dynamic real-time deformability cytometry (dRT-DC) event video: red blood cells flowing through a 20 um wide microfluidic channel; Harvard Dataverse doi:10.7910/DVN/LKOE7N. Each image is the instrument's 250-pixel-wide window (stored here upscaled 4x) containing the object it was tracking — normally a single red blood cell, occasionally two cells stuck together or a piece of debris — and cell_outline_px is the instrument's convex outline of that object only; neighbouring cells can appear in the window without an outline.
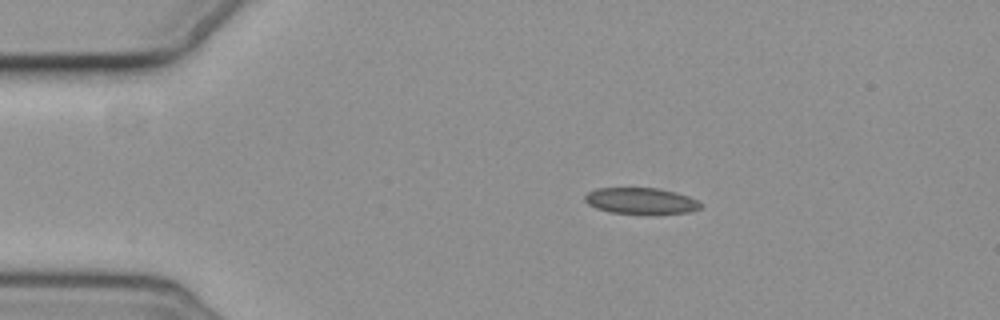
{"species": "common noctule bat (a hibernating species)", "species_latin": "Nyctalus noctula", "temperature_condition": "cold", "stored_images_in_passage": 5, "camera_frame_rate_fps": 3000, "um_per_image_px": 0.085, "animal": {"sex": "female", "body_mass_g": 19.3, "forearm_length_mm": 54.1}, "frame": {"image": 1, "passage_image": 1, "time_ms": 0.0, "image_size_px": [1000, 320], "cell_outline_px": [[700, 208], [688, 212], [612, 212], [596, 208], [588, 204], [584, 200], [584, 196], [588, 192], [596, 188], [660, 188], [676, 192], [688, 196], [696, 200], [700, 204]], "centroid_in_image_um": [54.42, 17.03], "position_along_channel_um": 30.6, "area_um2": 17.05}}
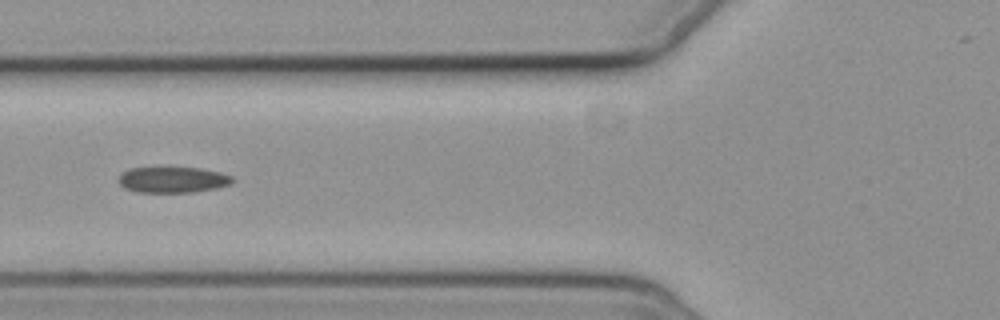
{"frame": {"image": 2, "passage_image": 4, "time_ms": 3.667, "image_size_px": [1000, 320], "cell_outline_px": [[236, 180], [232, 184], [216, 188], [192, 192], [136, 192], [124, 188], [116, 180], [120, 172], [128, 168], [168, 164], [200, 168], [220, 172], [232, 176]], "centroid_in_image_um": [14.62, 15.22], "position_along_channel_um": 111.2, "area_um2": 18.44}}
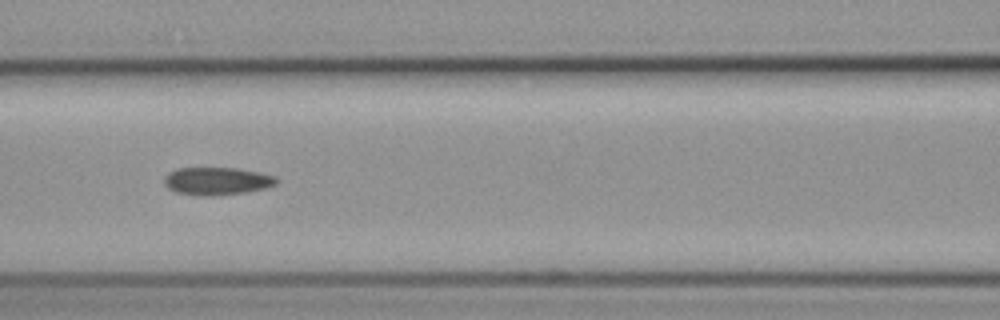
{"frame": {"image": 3, "passage_image": 5, "time_ms": 4.667, "image_size_px": [1000, 320], "cell_outline_px": [[280, 180], [276, 184], [264, 188], [244, 192], [212, 196], [200, 196], [176, 192], [168, 188], [164, 184], [164, 176], [168, 172], [176, 168], [236, 168], [260, 172], [276, 176]], "centroid_in_image_um": [18.43, 15.38], "position_along_channel_um": 148.2, "area_um2": 18.26}}